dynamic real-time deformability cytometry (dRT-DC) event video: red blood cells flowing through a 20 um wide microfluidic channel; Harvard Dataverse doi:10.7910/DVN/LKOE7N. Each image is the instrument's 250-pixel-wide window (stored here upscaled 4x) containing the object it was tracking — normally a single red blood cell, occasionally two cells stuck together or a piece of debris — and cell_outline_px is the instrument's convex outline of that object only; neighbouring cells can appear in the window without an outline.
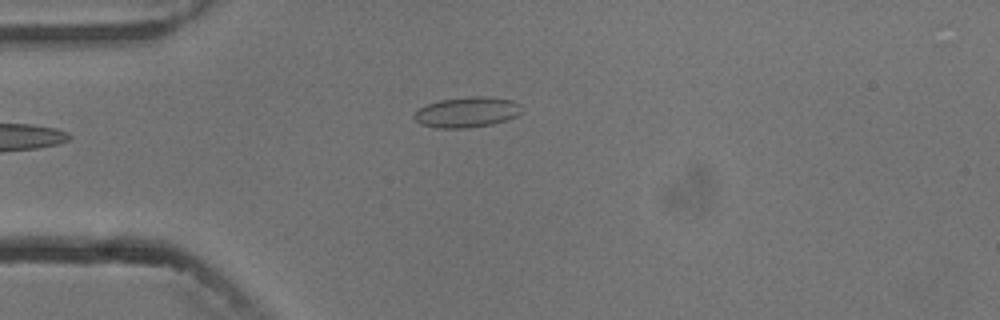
{"species": "common noctule bat (a hibernating species)", "species_latin": "Nyctalus noctula", "temperature_condition": "cold", "stored_images_in_passage": 4, "camera_frame_rate_fps": 3000, "um_per_image_px": 0.085, "animal": {"sex": "male", "body_mass_g": 13.3}, "frame": {"image": 1, "passage_image": 4, "time_ms": 3.667, "image_size_px": [1000, 320], "cell_outline_px": [[520, 112], [516, 116], [508, 120], [492, 124], [468, 128], [436, 128], [420, 124], [412, 116], [420, 108], [428, 104], [440, 100], [472, 96], [488, 96], [512, 100], [520, 104]], "centroid_in_image_um": [39.69, 9.54], "position_along_channel_um": 45.3, "area_um2": 19.07}}